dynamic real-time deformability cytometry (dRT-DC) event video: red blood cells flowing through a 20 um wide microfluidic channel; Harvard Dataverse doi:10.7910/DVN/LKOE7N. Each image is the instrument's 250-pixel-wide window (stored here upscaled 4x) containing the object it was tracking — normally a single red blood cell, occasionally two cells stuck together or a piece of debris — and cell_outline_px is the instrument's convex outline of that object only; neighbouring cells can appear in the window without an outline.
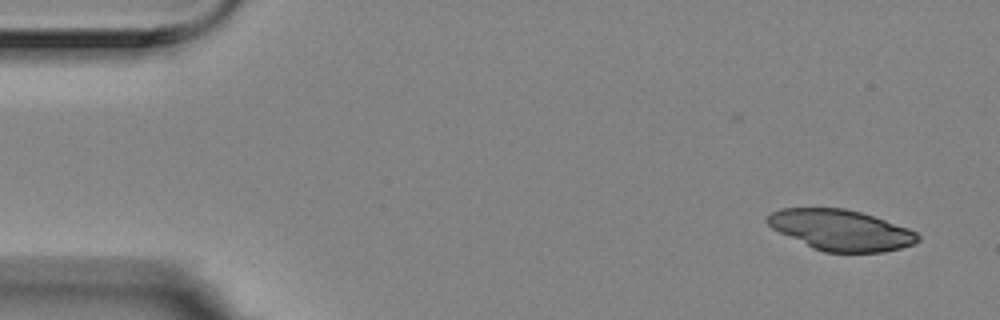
{"species": "Egyptian fruit bat (a non-hibernating species)", "species_latin": "Rousettus aegyptiacus", "temperature_condition": "room temperature", "stored_images_in_passage": 4, "camera_frame_rate_fps": 3000, "um_per_image_px": 0.085, "animal": {"sex": "female"}, "frame": {"image": 1, "passage_image": 1, "time_ms": 0.0, "image_size_px": [1000, 320], "cell_outline_px": [[920, 240], [916, 244], [884, 252], [824, 252], [812, 248], [772, 228], [764, 220], [772, 212], [780, 208], [844, 208], [860, 212], [908, 228], [916, 232], [920, 236]], "centroid_in_image_um": [71.48, 19.56], "position_along_channel_um": 13.5, "area_um2": 35.55}}